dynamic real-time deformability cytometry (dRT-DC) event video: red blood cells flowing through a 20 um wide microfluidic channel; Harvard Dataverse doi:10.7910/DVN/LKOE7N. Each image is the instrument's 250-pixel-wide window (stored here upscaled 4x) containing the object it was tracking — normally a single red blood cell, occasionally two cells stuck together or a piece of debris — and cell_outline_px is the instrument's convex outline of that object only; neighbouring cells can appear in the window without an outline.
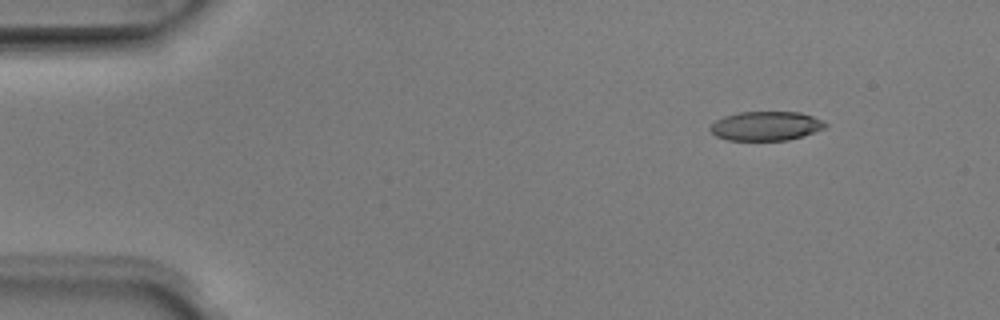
{"species": "Egyptian fruit bat (a non-hibernating species)", "species_latin": "Rousettus aegyptiacus", "temperature_condition": "room temperature", "stored_images_in_passage": 4, "camera_frame_rate_fps": 3000, "um_per_image_px": 0.085, "animal": {"sex": "male"}, "frame": {"image": 1, "passage_image": 1, "time_ms": 0.0, "image_size_px": [1000, 320], "cell_outline_px": [[828, 124], [824, 128], [788, 140], [728, 140], [716, 136], [708, 128], [716, 120], [724, 116], [740, 112], [800, 112], [824, 120]], "centroid_in_image_um": [65.09, 10.7], "position_along_channel_um": 19.9, "area_um2": 19.42}}
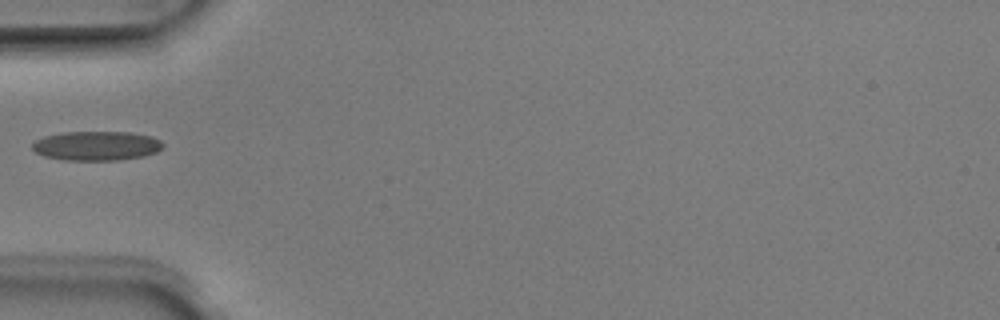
{"frame": {"image": 2, "passage_image": 4, "time_ms": 1.0, "image_size_px": [1000, 320], "cell_outline_px": [[164, 148], [156, 152], [144, 156], [120, 160], [64, 160], [44, 156], [36, 152], [32, 148], [32, 144], [36, 140], [44, 136], [64, 132], [132, 132], [152, 136], [160, 140], [164, 144]], "centroid_in_image_um": [8.24, 12.39], "position_along_channel_um": 76.8, "area_um2": 22.48}}